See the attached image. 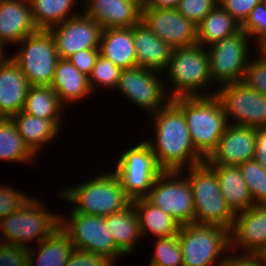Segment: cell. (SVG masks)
Wrapping results in <instances>:
<instances>
[{
  "label": "cell",
  "mask_w": 266,
  "mask_h": 266,
  "mask_svg": "<svg viewBox=\"0 0 266 266\" xmlns=\"http://www.w3.org/2000/svg\"><path fill=\"white\" fill-rule=\"evenodd\" d=\"M238 167L250 189L254 205L266 204V170L254 159Z\"/></svg>",
  "instance_id": "cell-34"
},
{
  "label": "cell",
  "mask_w": 266,
  "mask_h": 266,
  "mask_svg": "<svg viewBox=\"0 0 266 266\" xmlns=\"http://www.w3.org/2000/svg\"><path fill=\"white\" fill-rule=\"evenodd\" d=\"M35 25L39 30H49L81 13L70 12L80 3L78 0H29Z\"/></svg>",
  "instance_id": "cell-32"
},
{
  "label": "cell",
  "mask_w": 266,
  "mask_h": 266,
  "mask_svg": "<svg viewBox=\"0 0 266 266\" xmlns=\"http://www.w3.org/2000/svg\"><path fill=\"white\" fill-rule=\"evenodd\" d=\"M230 249H239L240 256H261L266 251V204L235 214Z\"/></svg>",
  "instance_id": "cell-17"
},
{
  "label": "cell",
  "mask_w": 266,
  "mask_h": 266,
  "mask_svg": "<svg viewBox=\"0 0 266 266\" xmlns=\"http://www.w3.org/2000/svg\"><path fill=\"white\" fill-rule=\"evenodd\" d=\"M218 5V0H180L177 11L195 25Z\"/></svg>",
  "instance_id": "cell-37"
},
{
  "label": "cell",
  "mask_w": 266,
  "mask_h": 266,
  "mask_svg": "<svg viewBox=\"0 0 266 266\" xmlns=\"http://www.w3.org/2000/svg\"><path fill=\"white\" fill-rule=\"evenodd\" d=\"M254 160L266 170V128L256 129Z\"/></svg>",
  "instance_id": "cell-45"
},
{
  "label": "cell",
  "mask_w": 266,
  "mask_h": 266,
  "mask_svg": "<svg viewBox=\"0 0 266 266\" xmlns=\"http://www.w3.org/2000/svg\"><path fill=\"white\" fill-rule=\"evenodd\" d=\"M0 266H28V248L0 242Z\"/></svg>",
  "instance_id": "cell-42"
},
{
  "label": "cell",
  "mask_w": 266,
  "mask_h": 266,
  "mask_svg": "<svg viewBox=\"0 0 266 266\" xmlns=\"http://www.w3.org/2000/svg\"><path fill=\"white\" fill-rule=\"evenodd\" d=\"M121 71L122 69L115 66L111 60L99 55L88 77L92 92L97 86L117 88Z\"/></svg>",
  "instance_id": "cell-36"
},
{
  "label": "cell",
  "mask_w": 266,
  "mask_h": 266,
  "mask_svg": "<svg viewBox=\"0 0 266 266\" xmlns=\"http://www.w3.org/2000/svg\"><path fill=\"white\" fill-rule=\"evenodd\" d=\"M216 173L222 196L237 214L254 206L252 194L238 166L209 165Z\"/></svg>",
  "instance_id": "cell-24"
},
{
  "label": "cell",
  "mask_w": 266,
  "mask_h": 266,
  "mask_svg": "<svg viewBox=\"0 0 266 266\" xmlns=\"http://www.w3.org/2000/svg\"><path fill=\"white\" fill-rule=\"evenodd\" d=\"M25 144L36 155L43 146L56 139L60 129L51 121L23 111L10 117Z\"/></svg>",
  "instance_id": "cell-27"
},
{
  "label": "cell",
  "mask_w": 266,
  "mask_h": 266,
  "mask_svg": "<svg viewBox=\"0 0 266 266\" xmlns=\"http://www.w3.org/2000/svg\"><path fill=\"white\" fill-rule=\"evenodd\" d=\"M243 81L252 89L266 95V61L258 59L249 60Z\"/></svg>",
  "instance_id": "cell-40"
},
{
  "label": "cell",
  "mask_w": 266,
  "mask_h": 266,
  "mask_svg": "<svg viewBox=\"0 0 266 266\" xmlns=\"http://www.w3.org/2000/svg\"><path fill=\"white\" fill-rule=\"evenodd\" d=\"M103 28L92 18L81 13L49 29L59 58L67 59L83 49H99Z\"/></svg>",
  "instance_id": "cell-16"
},
{
  "label": "cell",
  "mask_w": 266,
  "mask_h": 266,
  "mask_svg": "<svg viewBox=\"0 0 266 266\" xmlns=\"http://www.w3.org/2000/svg\"><path fill=\"white\" fill-rule=\"evenodd\" d=\"M178 238L183 266H213L214 263L225 266L228 262L230 256L223 254L226 250L231 251L227 228L194 223L183 225Z\"/></svg>",
  "instance_id": "cell-6"
},
{
  "label": "cell",
  "mask_w": 266,
  "mask_h": 266,
  "mask_svg": "<svg viewBox=\"0 0 266 266\" xmlns=\"http://www.w3.org/2000/svg\"><path fill=\"white\" fill-rule=\"evenodd\" d=\"M51 87L58 95L62 105L86 99L88 95L93 93L88 76L80 73L68 59L63 58H59L57 61Z\"/></svg>",
  "instance_id": "cell-25"
},
{
  "label": "cell",
  "mask_w": 266,
  "mask_h": 266,
  "mask_svg": "<svg viewBox=\"0 0 266 266\" xmlns=\"http://www.w3.org/2000/svg\"><path fill=\"white\" fill-rule=\"evenodd\" d=\"M194 204V224L232 228L235 214L222 196L215 171L206 163L187 168Z\"/></svg>",
  "instance_id": "cell-5"
},
{
  "label": "cell",
  "mask_w": 266,
  "mask_h": 266,
  "mask_svg": "<svg viewBox=\"0 0 266 266\" xmlns=\"http://www.w3.org/2000/svg\"><path fill=\"white\" fill-rule=\"evenodd\" d=\"M196 28L197 44L206 48L239 32L241 24L218 4Z\"/></svg>",
  "instance_id": "cell-29"
},
{
  "label": "cell",
  "mask_w": 266,
  "mask_h": 266,
  "mask_svg": "<svg viewBox=\"0 0 266 266\" xmlns=\"http://www.w3.org/2000/svg\"><path fill=\"white\" fill-rule=\"evenodd\" d=\"M249 39L250 36L241 29L236 34L207 47L213 83L224 85L243 81L249 63Z\"/></svg>",
  "instance_id": "cell-12"
},
{
  "label": "cell",
  "mask_w": 266,
  "mask_h": 266,
  "mask_svg": "<svg viewBox=\"0 0 266 266\" xmlns=\"http://www.w3.org/2000/svg\"><path fill=\"white\" fill-rule=\"evenodd\" d=\"M141 21L172 49L197 44L196 25L171 8H142Z\"/></svg>",
  "instance_id": "cell-15"
},
{
  "label": "cell",
  "mask_w": 266,
  "mask_h": 266,
  "mask_svg": "<svg viewBox=\"0 0 266 266\" xmlns=\"http://www.w3.org/2000/svg\"><path fill=\"white\" fill-rule=\"evenodd\" d=\"M5 48L2 47V45L0 44V60L5 58V54L6 52L4 51ZM4 52V53H3Z\"/></svg>",
  "instance_id": "cell-49"
},
{
  "label": "cell",
  "mask_w": 266,
  "mask_h": 266,
  "mask_svg": "<svg viewBox=\"0 0 266 266\" xmlns=\"http://www.w3.org/2000/svg\"><path fill=\"white\" fill-rule=\"evenodd\" d=\"M255 43H257L256 45H258L256 50L260 51V54H258L260 55L259 58L266 61V35Z\"/></svg>",
  "instance_id": "cell-48"
},
{
  "label": "cell",
  "mask_w": 266,
  "mask_h": 266,
  "mask_svg": "<svg viewBox=\"0 0 266 266\" xmlns=\"http://www.w3.org/2000/svg\"><path fill=\"white\" fill-rule=\"evenodd\" d=\"M149 266H183L178 234L157 238Z\"/></svg>",
  "instance_id": "cell-35"
},
{
  "label": "cell",
  "mask_w": 266,
  "mask_h": 266,
  "mask_svg": "<svg viewBox=\"0 0 266 266\" xmlns=\"http://www.w3.org/2000/svg\"><path fill=\"white\" fill-rule=\"evenodd\" d=\"M266 263V251L260 256Z\"/></svg>",
  "instance_id": "cell-51"
},
{
  "label": "cell",
  "mask_w": 266,
  "mask_h": 266,
  "mask_svg": "<svg viewBox=\"0 0 266 266\" xmlns=\"http://www.w3.org/2000/svg\"><path fill=\"white\" fill-rule=\"evenodd\" d=\"M39 29L34 23L29 0H0V44L18 45Z\"/></svg>",
  "instance_id": "cell-20"
},
{
  "label": "cell",
  "mask_w": 266,
  "mask_h": 266,
  "mask_svg": "<svg viewBox=\"0 0 266 266\" xmlns=\"http://www.w3.org/2000/svg\"><path fill=\"white\" fill-rule=\"evenodd\" d=\"M180 0H146L142 8H171L176 9Z\"/></svg>",
  "instance_id": "cell-47"
},
{
  "label": "cell",
  "mask_w": 266,
  "mask_h": 266,
  "mask_svg": "<svg viewBox=\"0 0 266 266\" xmlns=\"http://www.w3.org/2000/svg\"><path fill=\"white\" fill-rule=\"evenodd\" d=\"M41 203L30 198L19 210L0 220L4 235L0 242L28 248L30 240L39 244L59 229L60 214L46 211Z\"/></svg>",
  "instance_id": "cell-7"
},
{
  "label": "cell",
  "mask_w": 266,
  "mask_h": 266,
  "mask_svg": "<svg viewBox=\"0 0 266 266\" xmlns=\"http://www.w3.org/2000/svg\"><path fill=\"white\" fill-rule=\"evenodd\" d=\"M10 56L20 67L30 86H51L59 56L49 30H38L18 43Z\"/></svg>",
  "instance_id": "cell-9"
},
{
  "label": "cell",
  "mask_w": 266,
  "mask_h": 266,
  "mask_svg": "<svg viewBox=\"0 0 266 266\" xmlns=\"http://www.w3.org/2000/svg\"><path fill=\"white\" fill-rule=\"evenodd\" d=\"M181 171H164L153 183L146 199L170 214L181 226L194 223L191 184Z\"/></svg>",
  "instance_id": "cell-13"
},
{
  "label": "cell",
  "mask_w": 266,
  "mask_h": 266,
  "mask_svg": "<svg viewBox=\"0 0 266 266\" xmlns=\"http://www.w3.org/2000/svg\"><path fill=\"white\" fill-rule=\"evenodd\" d=\"M67 216L68 219L60 214V229L68 236L74 248L105 256L113 264L117 258L124 256L116 247L104 217L80 214L73 210Z\"/></svg>",
  "instance_id": "cell-10"
},
{
  "label": "cell",
  "mask_w": 266,
  "mask_h": 266,
  "mask_svg": "<svg viewBox=\"0 0 266 266\" xmlns=\"http://www.w3.org/2000/svg\"><path fill=\"white\" fill-rule=\"evenodd\" d=\"M113 173L131 201L146 198L155 180L164 172L146 141L124 151Z\"/></svg>",
  "instance_id": "cell-8"
},
{
  "label": "cell",
  "mask_w": 266,
  "mask_h": 266,
  "mask_svg": "<svg viewBox=\"0 0 266 266\" xmlns=\"http://www.w3.org/2000/svg\"><path fill=\"white\" fill-rule=\"evenodd\" d=\"M139 5L143 6L146 0H135Z\"/></svg>",
  "instance_id": "cell-50"
},
{
  "label": "cell",
  "mask_w": 266,
  "mask_h": 266,
  "mask_svg": "<svg viewBox=\"0 0 266 266\" xmlns=\"http://www.w3.org/2000/svg\"><path fill=\"white\" fill-rule=\"evenodd\" d=\"M166 72L168 74L166 77L174 88L171 91V100L177 97L213 96L216 93V91L211 93L205 91V88H208L209 84L213 85V82L209 57L202 45L173 49ZM202 90L204 92H201Z\"/></svg>",
  "instance_id": "cell-4"
},
{
  "label": "cell",
  "mask_w": 266,
  "mask_h": 266,
  "mask_svg": "<svg viewBox=\"0 0 266 266\" xmlns=\"http://www.w3.org/2000/svg\"><path fill=\"white\" fill-rule=\"evenodd\" d=\"M255 146L256 128L229 124L205 162L208 165L239 166L254 158Z\"/></svg>",
  "instance_id": "cell-18"
},
{
  "label": "cell",
  "mask_w": 266,
  "mask_h": 266,
  "mask_svg": "<svg viewBox=\"0 0 266 266\" xmlns=\"http://www.w3.org/2000/svg\"><path fill=\"white\" fill-rule=\"evenodd\" d=\"M83 13L103 29L130 28L141 21L142 6L135 0H87Z\"/></svg>",
  "instance_id": "cell-19"
},
{
  "label": "cell",
  "mask_w": 266,
  "mask_h": 266,
  "mask_svg": "<svg viewBox=\"0 0 266 266\" xmlns=\"http://www.w3.org/2000/svg\"><path fill=\"white\" fill-rule=\"evenodd\" d=\"M261 1L263 0H218V4L242 25Z\"/></svg>",
  "instance_id": "cell-41"
},
{
  "label": "cell",
  "mask_w": 266,
  "mask_h": 266,
  "mask_svg": "<svg viewBox=\"0 0 266 266\" xmlns=\"http://www.w3.org/2000/svg\"><path fill=\"white\" fill-rule=\"evenodd\" d=\"M225 266H266L260 256L230 255Z\"/></svg>",
  "instance_id": "cell-46"
},
{
  "label": "cell",
  "mask_w": 266,
  "mask_h": 266,
  "mask_svg": "<svg viewBox=\"0 0 266 266\" xmlns=\"http://www.w3.org/2000/svg\"><path fill=\"white\" fill-rule=\"evenodd\" d=\"M99 55V49H83L72 54L67 59L80 73L89 77Z\"/></svg>",
  "instance_id": "cell-44"
},
{
  "label": "cell",
  "mask_w": 266,
  "mask_h": 266,
  "mask_svg": "<svg viewBox=\"0 0 266 266\" xmlns=\"http://www.w3.org/2000/svg\"><path fill=\"white\" fill-rule=\"evenodd\" d=\"M133 40L137 66L161 73L162 71L165 72L173 49L155 35L142 21L133 26Z\"/></svg>",
  "instance_id": "cell-22"
},
{
  "label": "cell",
  "mask_w": 266,
  "mask_h": 266,
  "mask_svg": "<svg viewBox=\"0 0 266 266\" xmlns=\"http://www.w3.org/2000/svg\"><path fill=\"white\" fill-rule=\"evenodd\" d=\"M151 115L156 139L146 142L164 171L183 172L205 162L193 145L183 112L172 101Z\"/></svg>",
  "instance_id": "cell-1"
},
{
  "label": "cell",
  "mask_w": 266,
  "mask_h": 266,
  "mask_svg": "<svg viewBox=\"0 0 266 266\" xmlns=\"http://www.w3.org/2000/svg\"><path fill=\"white\" fill-rule=\"evenodd\" d=\"M136 209L142 237L151 232L157 238L177 235L181 225L168 213L151 204L146 198L131 202Z\"/></svg>",
  "instance_id": "cell-28"
},
{
  "label": "cell",
  "mask_w": 266,
  "mask_h": 266,
  "mask_svg": "<svg viewBox=\"0 0 266 266\" xmlns=\"http://www.w3.org/2000/svg\"><path fill=\"white\" fill-rule=\"evenodd\" d=\"M30 198L15 187L0 185V220L19 210Z\"/></svg>",
  "instance_id": "cell-38"
},
{
  "label": "cell",
  "mask_w": 266,
  "mask_h": 266,
  "mask_svg": "<svg viewBox=\"0 0 266 266\" xmlns=\"http://www.w3.org/2000/svg\"><path fill=\"white\" fill-rule=\"evenodd\" d=\"M66 266H115L105 256L73 248Z\"/></svg>",
  "instance_id": "cell-43"
},
{
  "label": "cell",
  "mask_w": 266,
  "mask_h": 266,
  "mask_svg": "<svg viewBox=\"0 0 266 266\" xmlns=\"http://www.w3.org/2000/svg\"><path fill=\"white\" fill-rule=\"evenodd\" d=\"M63 106L51 86H30L22 111L51 120L60 129Z\"/></svg>",
  "instance_id": "cell-31"
},
{
  "label": "cell",
  "mask_w": 266,
  "mask_h": 266,
  "mask_svg": "<svg viewBox=\"0 0 266 266\" xmlns=\"http://www.w3.org/2000/svg\"><path fill=\"white\" fill-rule=\"evenodd\" d=\"M64 189L58 194L72 202L75 205L72 210L80 214L105 217L123 211L132 202L113 172L101 173L90 181Z\"/></svg>",
  "instance_id": "cell-3"
},
{
  "label": "cell",
  "mask_w": 266,
  "mask_h": 266,
  "mask_svg": "<svg viewBox=\"0 0 266 266\" xmlns=\"http://www.w3.org/2000/svg\"><path fill=\"white\" fill-rule=\"evenodd\" d=\"M250 38L255 36L256 42L266 35V0L258 3L251 11L248 18L241 25Z\"/></svg>",
  "instance_id": "cell-39"
},
{
  "label": "cell",
  "mask_w": 266,
  "mask_h": 266,
  "mask_svg": "<svg viewBox=\"0 0 266 266\" xmlns=\"http://www.w3.org/2000/svg\"><path fill=\"white\" fill-rule=\"evenodd\" d=\"M219 87L215 96L220 100L229 124L266 128V95L250 88L244 81ZM229 117L234 121L230 123Z\"/></svg>",
  "instance_id": "cell-11"
},
{
  "label": "cell",
  "mask_w": 266,
  "mask_h": 266,
  "mask_svg": "<svg viewBox=\"0 0 266 266\" xmlns=\"http://www.w3.org/2000/svg\"><path fill=\"white\" fill-rule=\"evenodd\" d=\"M160 73L140 66L122 69L117 90L137 107L149 111L151 116L171 101V94L167 93Z\"/></svg>",
  "instance_id": "cell-14"
},
{
  "label": "cell",
  "mask_w": 266,
  "mask_h": 266,
  "mask_svg": "<svg viewBox=\"0 0 266 266\" xmlns=\"http://www.w3.org/2000/svg\"><path fill=\"white\" fill-rule=\"evenodd\" d=\"M100 55L111 60L121 69L137 66L136 49L133 40V26L130 28H107L102 30Z\"/></svg>",
  "instance_id": "cell-23"
},
{
  "label": "cell",
  "mask_w": 266,
  "mask_h": 266,
  "mask_svg": "<svg viewBox=\"0 0 266 266\" xmlns=\"http://www.w3.org/2000/svg\"><path fill=\"white\" fill-rule=\"evenodd\" d=\"M30 85L11 58L0 60V117L10 118L24 108Z\"/></svg>",
  "instance_id": "cell-21"
},
{
  "label": "cell",
  "mask_w": 266,
  "mask_h": 266,
  "mask_svg": "<svg viewBox=\"0 0 266 266\" xmlns=\"http://www.w3.org/2000/svg\"><path fill=\"white\" fill-rule=\"evenodd\" d=\"M184 114L196 151L206 160L229 123L215 96L177 97L171 100Z\"/></svg>",
  "instance_id": "cell-2"
},
{
  "label": "cell",
  "mask_w": 266,
  "mask_h": 266,
  "mask_svg": "<svg viewBox=\"0 0 266 266\" xmlns=\"http://www.w3.org/2000/svg\"><path fill=\"white\" fill-rule=\"evenodd\" d=\"M35 155L19 135L10 118L0 117V160L32 163Z\"/></svg>",
  "instance_id": "cell-33"
},
{
  "label": "cell",
  "mask_w": 266,
  "mask_h": 266,
  "mask_svg": "<svg viewBox=\"0 0 266 266\" xmlns=\"http://www.w3.org/2000/svg\"><path fill=\"white\" fill-rule=\"evenodd\" d=\"M37 246V249L28 248V266H33L35 263L36 266H66L74 248L68 236L60 228Z\"/></svg>",
  "instance_id": "cell-30"
},
{
  "label": "cell",
  "mask_w": 266,
  "mask_h": 266,
  "mask_svg": "<svg viewBox=\"0 0 266 266\" xmlns=\"http://www.w3.org/2000/svg\"><path fill=\"white\" fill-rule=\"evenodd\" d=\"M106 227L116 247L125 255L131 254L136 241L142 237L135 206L131 203L123 211L104 217Z\"/></svg>",
  "instance_id": "cell-26"
}]
</instances>
